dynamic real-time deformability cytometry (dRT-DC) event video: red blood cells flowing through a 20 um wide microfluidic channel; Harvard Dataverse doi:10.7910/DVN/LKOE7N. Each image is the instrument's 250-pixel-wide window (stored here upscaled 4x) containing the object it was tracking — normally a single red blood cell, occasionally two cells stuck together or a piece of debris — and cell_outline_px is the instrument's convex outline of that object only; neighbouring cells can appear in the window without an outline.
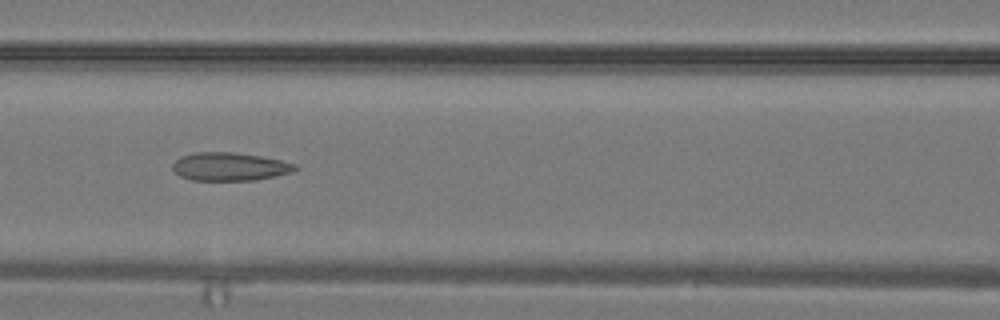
{"species": "common noctule bat (a hibernating species)", "species_latin": "Nyctalus noctula", "temperature_condition": "warm", "stored_images_in_passage": 23, "camera_frame_rate_fps": 3000, "um_per_image_px": 0.085, "animal": {"sex": "male", "body_mass_g": 19.2, "forearm_length_mm": 51.8}, "frame": {"image": 1, "passage_image": 7, "time_ms": 2.0, "image_size_px": [1000, 320], "cell_outline_px": [[300, 168], [292, 172], [276, 176], [256, 180], [192, 180], [180, 176], [172, 168], [172, 164], [180, 156], [196, 152], [236, 152], [260, 156], [280, 160], [296, 164]], "centroid_in_image_um": [19.54, 14.16], "position_along_channel_um": 147.1, "area_um2": 20.23}}